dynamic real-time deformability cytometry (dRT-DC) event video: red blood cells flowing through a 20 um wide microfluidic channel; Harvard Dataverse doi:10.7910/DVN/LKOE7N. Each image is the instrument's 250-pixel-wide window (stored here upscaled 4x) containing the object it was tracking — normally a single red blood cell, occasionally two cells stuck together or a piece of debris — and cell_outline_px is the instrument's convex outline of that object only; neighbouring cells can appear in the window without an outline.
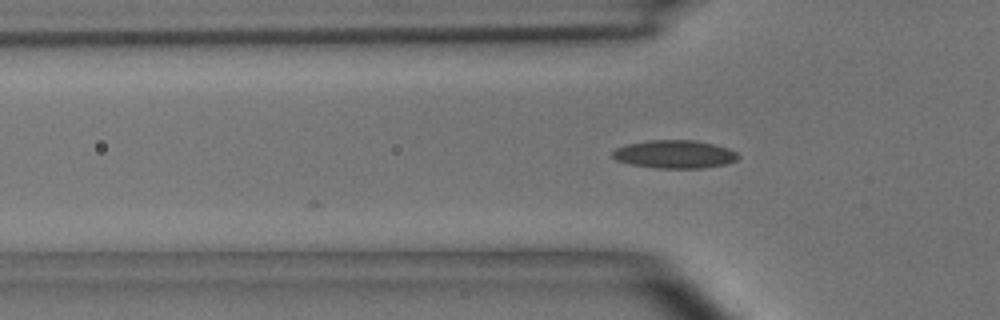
{"species": "common noctule bat (a hibernating species)", "species_latin": "Nyctalus noctula", "temperature_condition": "room temperature", "stored_images_in_passage": 4, "camera_frame_rate_fps": 3000, "um_per_image_px": 0.085, "animal": {"sex": "male", "body_mass_g": 15.6}, "frame": {"image": 1, "passage_image": 4, "time_ms": 3.333, "image_size_px": [1000, 320], "cell_outline_px": [[740, 156], [736, 160], [728, 164], [704, 168], [656, 168], [632, 164], [616, 160], [612, 156], [612, 152], [616, 148], [628, 144], [648, 140], [696, 140], [728, 148], [736, 152]], "centroid_in_image_um": [57.36, 13.11], "position_along_channel_um": 68.4, "area_um2": 20.58}}